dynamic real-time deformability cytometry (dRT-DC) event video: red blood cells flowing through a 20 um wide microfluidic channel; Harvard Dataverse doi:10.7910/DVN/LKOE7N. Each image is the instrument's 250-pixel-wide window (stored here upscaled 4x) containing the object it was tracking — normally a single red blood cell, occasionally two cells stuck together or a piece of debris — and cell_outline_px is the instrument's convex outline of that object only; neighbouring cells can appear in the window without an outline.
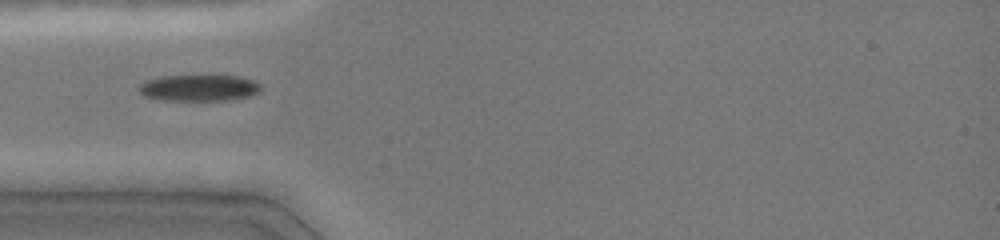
{"species": "common noctule bat (a hibernating species)", "species_latin": "Nyctalus noctula", "temperature_condition": "cold", "stored_images_in_passage": 3, "camera_frame_rate_fps": 3000, "um_per_image_px": 0.085, "animal": {"sex": "female", "body_mass_g": 19.0, "forearm_length_mm": 51.5}, "frame": {"image": 1, "passage_image": 1, "time_ms": 0.0, "image_size_px": [1000, 240], "cell_outline_px": [[260, 92], [248, 96], [232, 100], [160, 100], [144, 96], [136, 88], [144, 80], [160, 76], [220, 72], [240, 76], [252, 80], [260, 84]], "centroid_in_image_um": [16.91, 7.41], "position_along_channel_um": 68.1, "area_um2": 20.0}}